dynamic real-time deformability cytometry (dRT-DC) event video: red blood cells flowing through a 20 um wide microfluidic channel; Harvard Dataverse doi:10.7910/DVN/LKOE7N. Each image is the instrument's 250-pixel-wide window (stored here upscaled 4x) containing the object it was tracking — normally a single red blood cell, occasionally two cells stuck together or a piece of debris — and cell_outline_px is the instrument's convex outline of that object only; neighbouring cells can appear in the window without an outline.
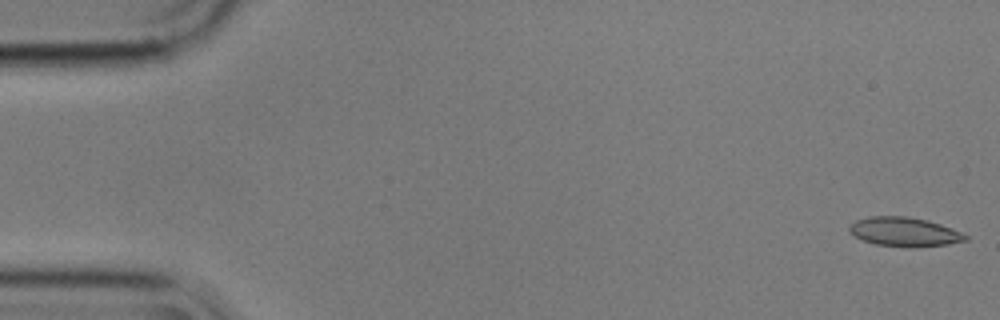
{"species": "common noctule bat (a hibernating species)", "species_latin": "Nyctalus noctula", "temperature_condition": "cold", "stored_images_in_passage": 56, "camera_frame_rate_fps": 3000, "um_per_image_px": 0.085, "animal": {"sex": "male", "body_mass_g": 17.9}, "frame": {"image": 1, "passage_image": 1, "time_ms": 0.0, "image_size_px": [1000, 320], "cell_outline_px": [[968, 240], [948, 244], [916, 248], [912, 248], [876, 244], [864, 240], [856, 236], [848, 228], [856, 220], [868, 216], [908, 216], [928, 220], [952, 228], [968, 236]], "centroid_in_image_um": [76.92, 19.71], "position_along_channel_um": 8.1, "area_um2": 19.71}}
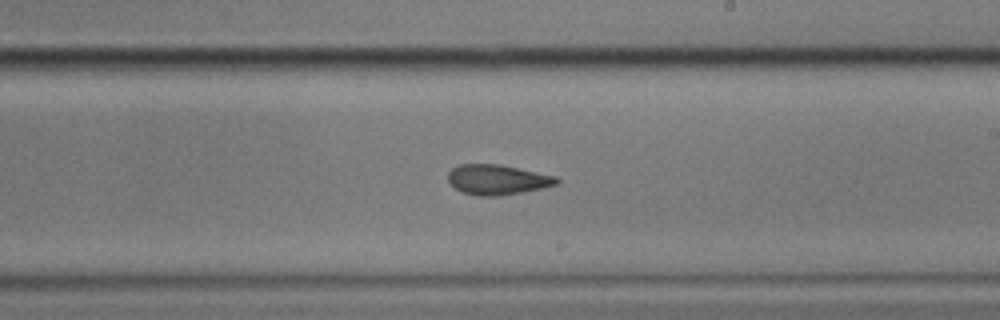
{"frame": {"image": 2, "passage_image": 32, "time_ms": 10.333, "image_size_px": [1000, 320], "cell_outline_px": [[560, 184], [544, 188], [500, 196], [476, 196], [460, 192], [448, 180], [448, 172], [452, 168], [460, 164], [500, 164], [556, 176], [560, 180]], "centroid_in_image_um": [42.3, 15.28], "position_along_channel_um": 246.7, "area_um2": 19.25}}
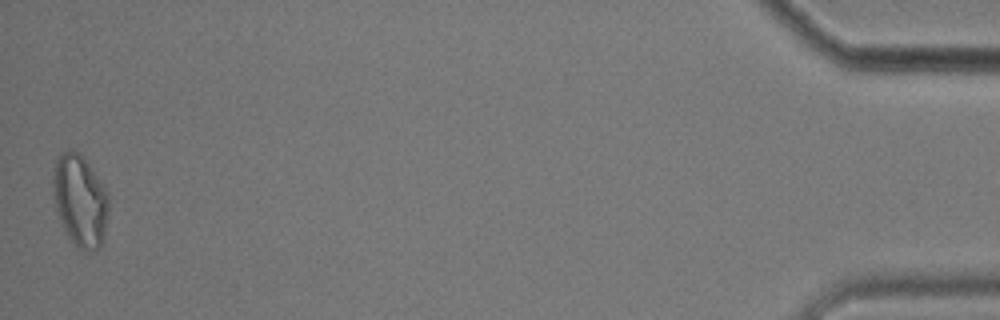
{"frame": {"image": 3, "passage_image": 55, "time_ms": 18.0, "image_size_px": [1000, 320], "cell_outline_px": [[108, 212], [104, 244], [100, 248], [92, 252], [88, 252], [80, 248], [68, 236], [64, 228], [56, 208], [52, 192], [52, 180], [56, 160], [68, 148], [72, 148], [88, 164], [108, 192]], "centroid_in_image_um": [6.83, 17.09], "position_along_channel_um": 428.4, "area_um2": 29.65}}